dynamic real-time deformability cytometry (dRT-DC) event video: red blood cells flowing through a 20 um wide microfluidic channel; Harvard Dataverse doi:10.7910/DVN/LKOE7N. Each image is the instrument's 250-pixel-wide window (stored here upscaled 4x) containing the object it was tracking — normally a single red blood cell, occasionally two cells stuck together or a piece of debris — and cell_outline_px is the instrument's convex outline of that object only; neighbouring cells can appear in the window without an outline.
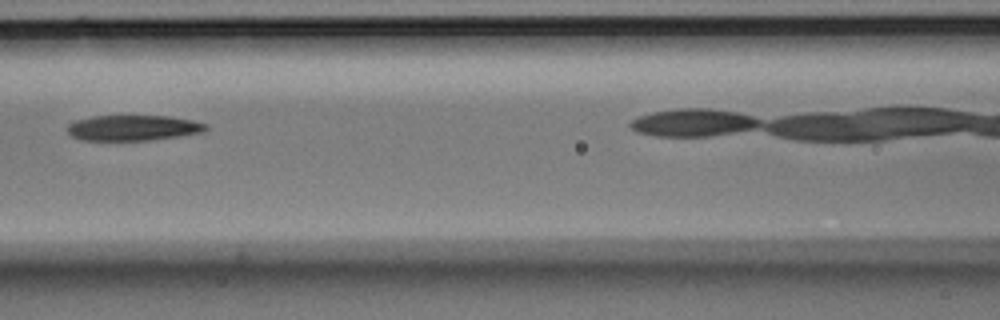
{"species": "Egyptian fruit bat (a non-hibernating species)", "species_latin": "Rousettus aegyptiacus", "temperature_condition": "room temperature", "stored_images_in_passage": 5, "camera_frame_rate_fps": 3000, "um_per_image_px": 0.085, "animal": {"sex": "male"}, "frame": {"image": 1, "passage_image": 4, "time_ms": 1.0, "image_size_px": [1000, 320], "cell_outline_px": [[208, 128], [204, 132], [180, 136], [148, 140], [80, 140], [72, 136], [68, 132], [68, 124], [76, 120], [92, 116], [168, 116], [192, 120], [208, 124]], "centroid_in_image_um": [11.33, 10.87], "position_along_channel_um": 155.3, "area_um2": 20.58}}
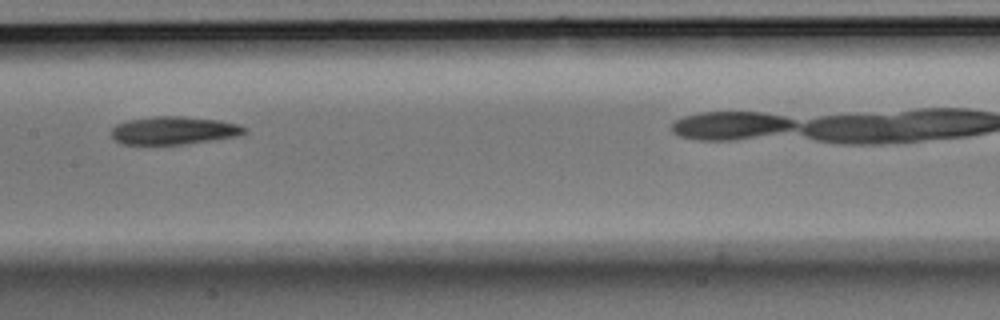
{"frame": {"image": 2, "passage_image": 5, "time_ms": 1.333, "image_size_px": [1000, 320], "cell_outline_px": [[248, 132], [236, 136], [212, 140], [184, 144], [120, 144], [112, 136], [112, 128], [116, 124], [128, 120], [152, 116], [184, 116], [220, 120], [240, 124], [248, 128]], "centroid_in_image_um": [14.81, 11.08], "position_along_channel_um": 192.6, "area_um2": 21.85}}